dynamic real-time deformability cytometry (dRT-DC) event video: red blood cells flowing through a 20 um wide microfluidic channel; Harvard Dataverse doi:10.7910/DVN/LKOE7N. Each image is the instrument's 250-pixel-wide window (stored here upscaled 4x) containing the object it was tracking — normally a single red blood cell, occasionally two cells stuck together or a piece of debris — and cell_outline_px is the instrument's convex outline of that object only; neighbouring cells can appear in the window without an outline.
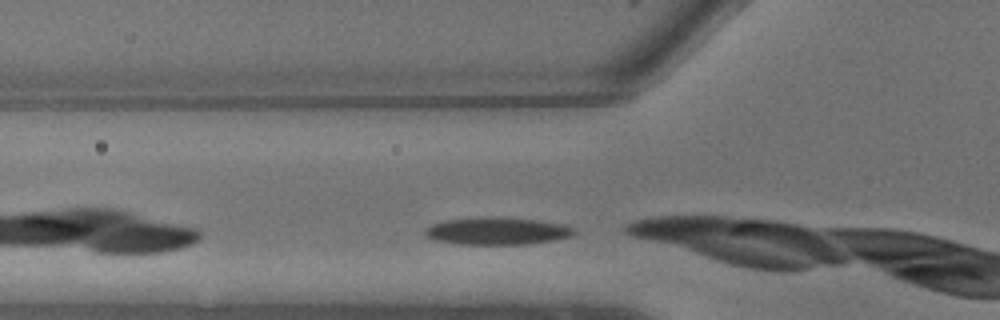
{"species": "common noctule bat (a hibernating species)", "species_latin": "Nyctalus noctula", "temperature_condition": "warm", "stored_images_in_passage": 3, "camera_frame_rate_fps": 3000, "um_per_image_px": 0.085, "animal": {"sex": "male", "body_mass_g": 13.3}, "frame": {"image": 1, "passage_image": 3, "time_ms": 0.667, "image_size_px": [1000, 320], "cell_outline_px": [[576, 232], [572, 236], [552, 240], [528, 244], [460, 244], [436, 240], [428, 236], [424, 232], [432, 224], [444, 220], [480, 216], [504, 216], [540, 220], [564, 224], [576, 228]], "centroid_in_image_um": [42.32, 19.61], "position_along_channel_um": 83.5, "area_um2": 24.1}}